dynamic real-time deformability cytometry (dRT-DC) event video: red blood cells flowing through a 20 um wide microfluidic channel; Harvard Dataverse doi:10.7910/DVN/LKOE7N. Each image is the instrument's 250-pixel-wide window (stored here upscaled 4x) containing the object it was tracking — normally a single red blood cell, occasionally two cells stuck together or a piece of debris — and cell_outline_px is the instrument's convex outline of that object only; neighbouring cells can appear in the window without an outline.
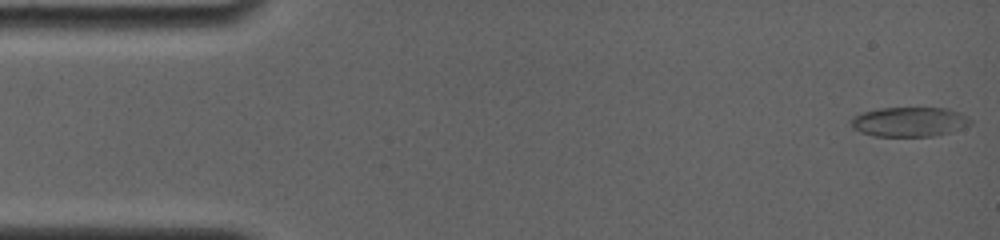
{"species": "common noctule bat (a hibernating species)", "species_latin": "Nyctalus noctula", "temperature_condition": "room temperature", "stored_images_in_passage": 38, "camera_frame_rate_fps": 4000, "um_per_image_px": 0.085, "animal": {"sex": "female", "body_mass_g": 19.0, "forearm_length_mm": 56.7}, "frame": {"image": 1, "passage_image": 1, "time_ms": 0.0, "image_size_px": [1000, 240], "cell_outline_px": [[972, 124], [948, 132], [932, 136], [876, 136], [860, 132], [852, 128], [848, 120], [864, 112], [884, 108], [944, 108], [960, 112], [968, 116], [972, 120]], "centroid_in_image_um": [77.29, 10.35], "position_along_channel_um": 7.7, "area_um2": 20.46}}
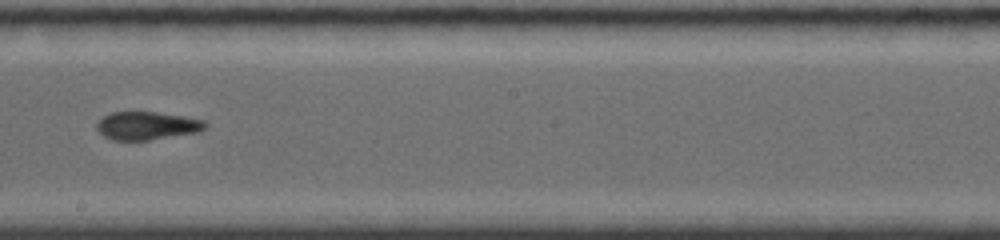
{"frame": {"image": 2, "passage_image": 18, "time_ms": 9.0, "image_size_px": [1000, 240], "cell_outline_px": [[208, 124], [200, 132], [148, 140], [112, 140], [104, 136], [96, 128], [96, 124], [104, 116], [112, 112], [156, 112], [204, 120]], "centroid_in_image_um": [12.49, 10.69], "position_along_channel_um": 235.7, "area_um2": 17.63}}
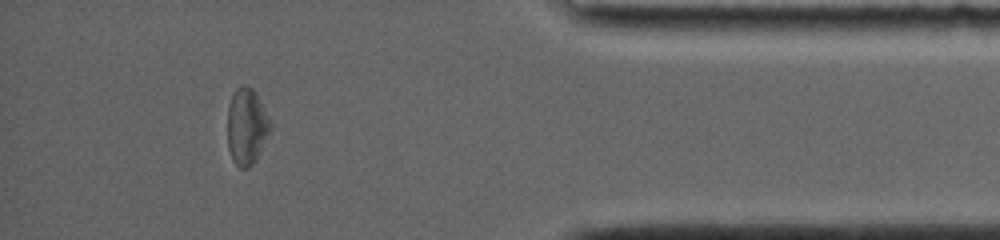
{"frame": {"image": 3, "passage_image": 33, "time_ms": 14.25, "image_size_px": [1000, 240], "cell_outline_px": [[272, 128], [256, 160], [248, 168], [240, 168], [232, 160], [228, 148], [228, 104], [232, 92], [240, 84], [244, 84], [252, 88], [272, 124]], "centroid_in_image_um": [20.95, 10.75], "position_along_channel_um": 414.3, "area_um2": 19.13}, "authors_computed_cell_mechanics": {"area_um2": 18.785, "velocity_mm_per_s": 3.8736, "shape_relaxation_time_tau1_ms": null, "shape_relaxation_time_tau2_ms": 2.1552, "deformation_change_tau1": null, "deformation_change_tau2": 0.0782}}